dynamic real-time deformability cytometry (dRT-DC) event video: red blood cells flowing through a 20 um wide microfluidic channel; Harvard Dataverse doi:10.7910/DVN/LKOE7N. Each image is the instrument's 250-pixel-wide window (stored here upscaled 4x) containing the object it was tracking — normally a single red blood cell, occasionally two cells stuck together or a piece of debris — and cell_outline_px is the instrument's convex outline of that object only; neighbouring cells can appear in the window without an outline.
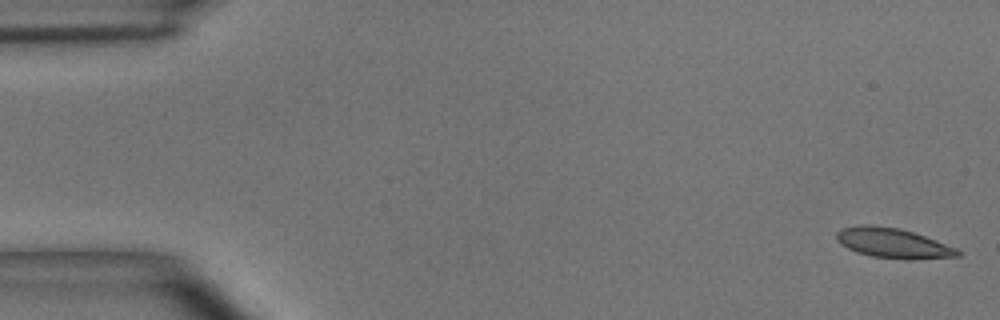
{"species": "common noctule bat (a hibernating species)", "species_latin": "Nyctalus noctula", "temperature_condition": "room temperature", "stored_images_in_passage": 4, "camera_frame_rate_fps": 3000, "um_per_image_px": 0.085, "animal": {"sex": "male", "body_mass_g": 15.6}, "frame": {"image": 1, "passage_image": 1, "time_ms": 0.0, "image_size_px": [1000, 320], "cell_outline_px": [[960, 256], [912, 260], [904, 260], [872, 256], [856, 252], [840, 244], [836, 240], [836, 232], [844, 228], [860, 224], [868, 224], [900, 228], [924, 236], [956, 248], [960, 252]], "centroid_in_image_um": [75.88, 20.67], "position_along_channel_um": 9.1, "area_um2": 21.15}}